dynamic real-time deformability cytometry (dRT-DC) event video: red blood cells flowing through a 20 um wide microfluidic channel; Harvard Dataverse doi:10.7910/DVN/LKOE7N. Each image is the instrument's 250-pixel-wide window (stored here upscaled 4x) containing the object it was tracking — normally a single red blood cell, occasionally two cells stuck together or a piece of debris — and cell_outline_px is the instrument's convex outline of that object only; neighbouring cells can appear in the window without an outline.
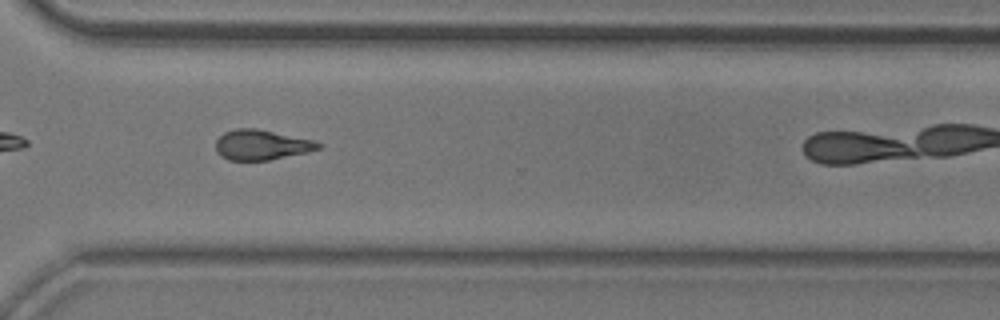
{"species": "common noctule bat (a hibernating species)", "species_latin": "Nyctalus noctula", "temperature_condition": "room temperature", "stored_images_in_passage": 28, "camera_frame_rate_fps": 3000, "um_per_image_px": 0.085, "animal": {"sex": "male", "body_mass_g": 20.5, "forearm_length_mm": 52.5}, "frame": {"image": 1, "passage_image": 24, "time_ms": 7.667, "image_size_px": [1000, 320], "cell_outline_px": [[320, 148], [308, 152], [268, 160], [228, 160], [220, 156], [216, 152], [216, 140], [224, 132], [236, 128], [256, 128], [312, 140], [320, 144]], "centroid_in_image_um": [22.17, 12.31], "position_along_channel_um": 348.4, "area_um2": 17.86}}